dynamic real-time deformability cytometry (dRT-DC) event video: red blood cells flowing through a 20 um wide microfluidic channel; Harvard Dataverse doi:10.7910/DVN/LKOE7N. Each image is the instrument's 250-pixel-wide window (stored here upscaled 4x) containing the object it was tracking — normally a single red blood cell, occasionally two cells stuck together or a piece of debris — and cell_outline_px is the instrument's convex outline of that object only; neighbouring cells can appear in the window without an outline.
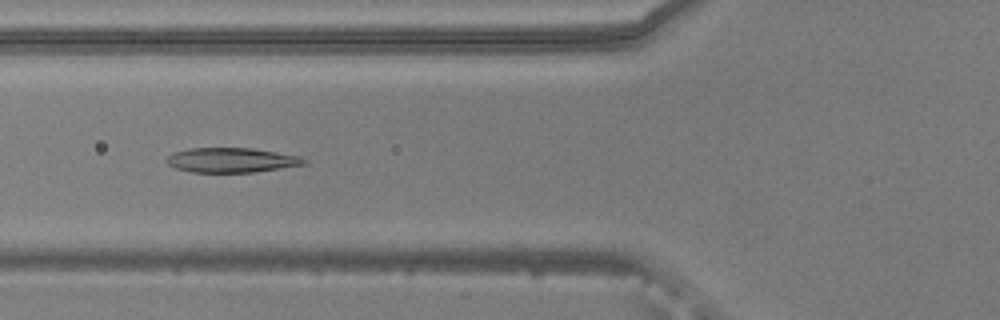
{"species": "common noctule bat (a hibernating species)", "species_latin": "Nyctalus noctula", "temperature_condition": "warm", "stored_images_in_passage": 52, "camera_frame_rate_fps": 3000, "um_per_image_px": 0.085, "animal": {"sex": "male", "body_mass_g": 20.5, "forearm_length_mm": 52.5}, "frame": {"image": 1, "passage_image": 19, "time_ms": 6.0, "image_size_px": [1000, 320], "cell_outline_px": [[308, 164], [252, 172], [192, 172], [176, 168], [168, 164], [164, 160], [172, 152], [188, 148], [252, 148], [300, 156], [308, 160]], "centroid_in_image_um": [19.67, 13.6], "position_along_channel_um": 106.1, "area_um2": 19.83}}
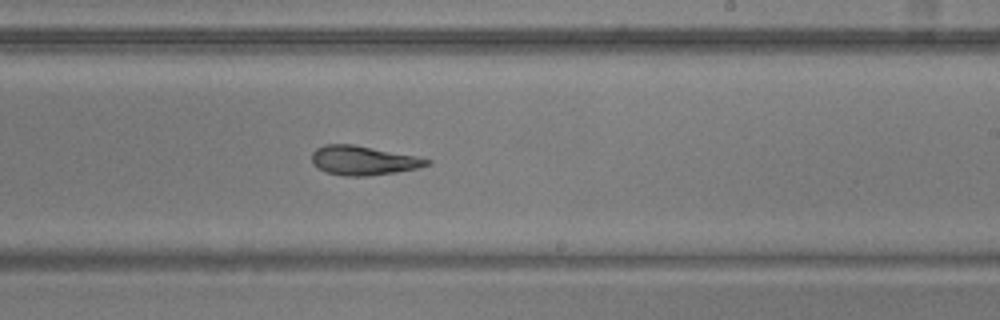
{"frame": {"image": 2, "passage_image": 31, "time_ms": 10.0, "image_size_px": [1000, 320], "cell_outline_px": [[432, 164], [416, 168], [396, 172], [368, 176], [344, 176], [328, 172], [316, 168], [312, 164], [312, 152], [316, 148], [324, 144], [352, 144], [416, 156], [432, 160]], "centroid_in_image_um": [30.85, 13.64], "position_along_channel_um": 258.1, "area_um2": 19.59}}
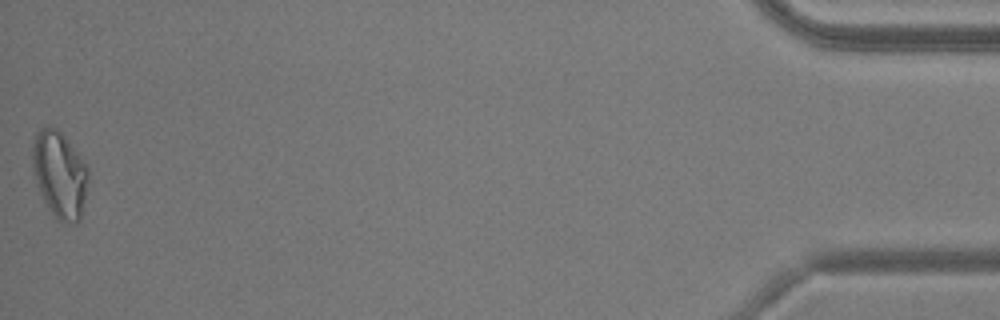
{"frame": {"image": 3, "passage_image": 52, "time_ms": 17.0, "image_size_px": [1000, 320], "cell_outline_px": [[88, 180], [80, 220], [76, 224], [56, 220], [48, 208], [36, 184], [32, 164], [32, 148], [36, 132], [40, 128], [56, 128], [68, 140], [88, 168]], "centroid_in_image_um": [5.06, 14.86], "position_along_channel_um": 430.1, "area_um2": 27.98}, "authors_computed_cell_mechanics": {"area_um2": 21.097, "velocity_mm_per_s": 3.7887, "shape_relaxation_time_tau1_ms": 8.5436, "shape_relaxation_time_tau2_ms": 4.5154, "deformation_change_tau1": 0.2458, "deformation_change_tau2": 0.1319}}